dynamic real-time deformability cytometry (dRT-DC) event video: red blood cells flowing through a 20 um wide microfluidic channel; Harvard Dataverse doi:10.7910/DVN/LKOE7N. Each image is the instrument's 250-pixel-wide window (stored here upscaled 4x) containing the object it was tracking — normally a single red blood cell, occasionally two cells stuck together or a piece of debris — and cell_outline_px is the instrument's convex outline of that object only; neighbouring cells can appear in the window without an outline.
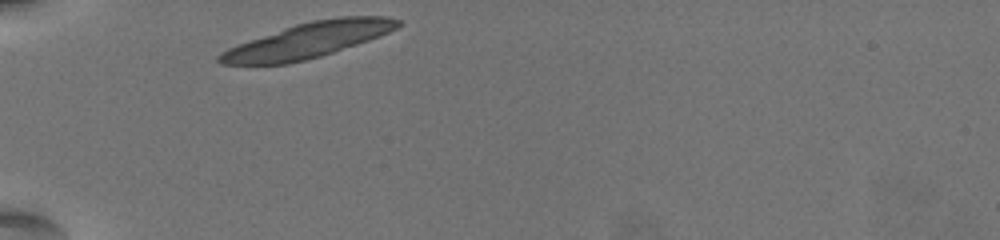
{"species": "common noctule bat (a hibernating species)", "species_latin": "Nyctalus noctula", "temperature_condition": "warm", "stored_images_in_passage": 32, "camera_frame_rate_fps": 3000, "um_per_image_px": 0.085, "animal": {"sex": "female", "body_mass_g": 19.5, "forearm_length_mm": 54.1}, "frame": {"image": 1, "passage_image": 1, "time_ms": 0.0, "image_size_px": [1000, 240], "cell_outline_px": [[404, 24], [380, 36], [320, 56], [288, 64], [220, 64], [216, 60], [216, 56], [220, 52], [228, 48], [284, 28], [296, 24], [312, 20], [340, 16], [388, 16], [400, 20]], "centroid_in_image_um": [26.21, 3.41], "position_along_channel_um": 58.8, "area_um2": 36.24}}